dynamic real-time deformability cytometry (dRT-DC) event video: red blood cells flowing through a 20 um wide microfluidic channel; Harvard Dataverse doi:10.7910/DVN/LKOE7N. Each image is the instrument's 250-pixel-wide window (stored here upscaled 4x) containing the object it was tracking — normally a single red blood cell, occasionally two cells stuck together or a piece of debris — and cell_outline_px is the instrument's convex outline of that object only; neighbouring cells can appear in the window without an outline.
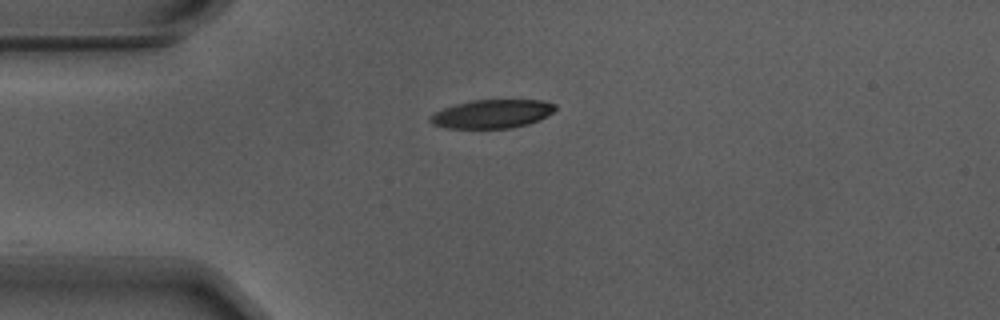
{"species": "Egyptian fruit bat (a non-hibernating species)", "species_latin": "Rousettus aegyptiacus", "temperature_condition": "warm", "stored_images_in_passage": 42, "camera_frame_rate_fps": 3000, "um_per_image_px": 0.085, "animal": {"sex": "male"}, "frame": {"image": 1, "passage_image": 1, "time_ms": 0.0, "image_size_px": [1000, 320], "cell_outline_px": [[556, 108], [552, 112], [540, 120], [528, 124], [512, 128], [444, 128], [432, 124], [428, 120], [436, 112], [444, 108], [456, 104], [472, 100], [540, 100], [556, 104]], "centroid_in_image_um": [41.84, 9.68], "position_along_channel_um": 43.2, "area_um2": 20.75}}
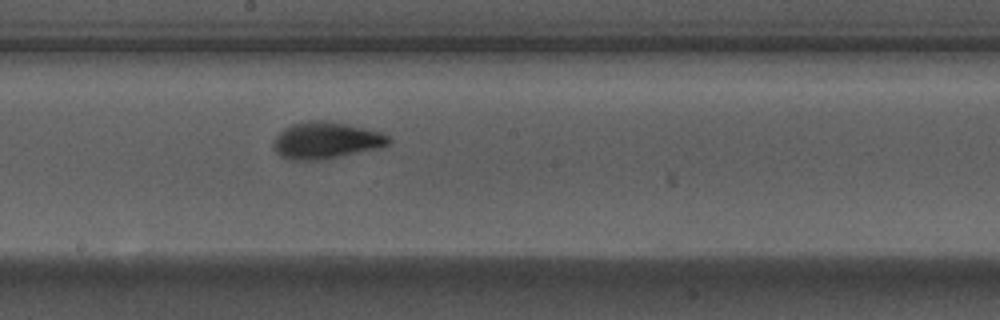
{"frame": {"image": 2, "passage_image": 17, "time_ms": 5.333, "image_size_px": [1000, 320], "cell_outline_px": [[392, 140], [388, 144], [380, 148], [316, 160], [288, 160], [280, 156], [276, 152], [272, 140], [284, 128], [292, 124], [308, 120], [328, 120], [348, 124], [380, 132], [388, 136]], "centroid_in_image_um": [27.68, 11.92], "position_along_channel_um": 220.5, "area_um2": 24.62}}
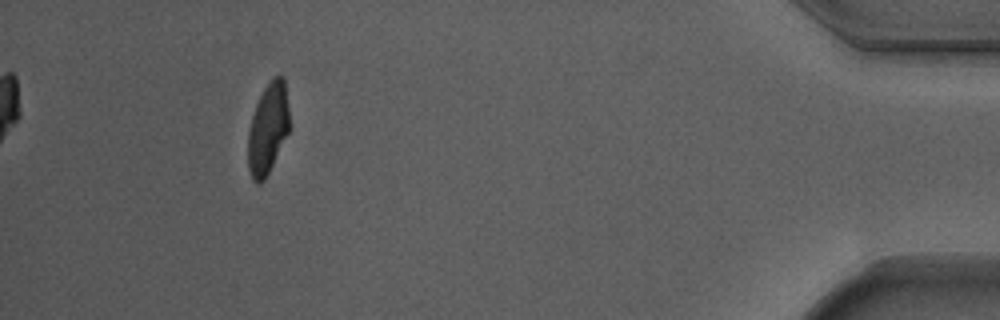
{"frame": {"image": 3, "passage_image": 38, "time_ms": 12.333, "image_size_px": [1000, 320], "cell_outline_px": [[288, 132], [264, 180], [260, 184], [256, 184], [252, 180], [248, 168], [248, 132], [252, 116], [256, 104], [264, 88], [272, 76], [280, 72], [284, 76], [288, 108]], "centroid_in_image_um": [22.75, 10.89], "position_along_channel_um": 412.4, "area_um2": 21.79}, "authors_computed_cell_mechanics": {"area_um2": 23.12, "velocity_mm_per_s": 3.7114, "shape_relaxation_time_tau1_ms": 3.792, "shape_relaxation_time_tau2_ms": 0.6676, "deformation_change_tau1": 0.1995, "deformation_change_tau2": 0.0577}}